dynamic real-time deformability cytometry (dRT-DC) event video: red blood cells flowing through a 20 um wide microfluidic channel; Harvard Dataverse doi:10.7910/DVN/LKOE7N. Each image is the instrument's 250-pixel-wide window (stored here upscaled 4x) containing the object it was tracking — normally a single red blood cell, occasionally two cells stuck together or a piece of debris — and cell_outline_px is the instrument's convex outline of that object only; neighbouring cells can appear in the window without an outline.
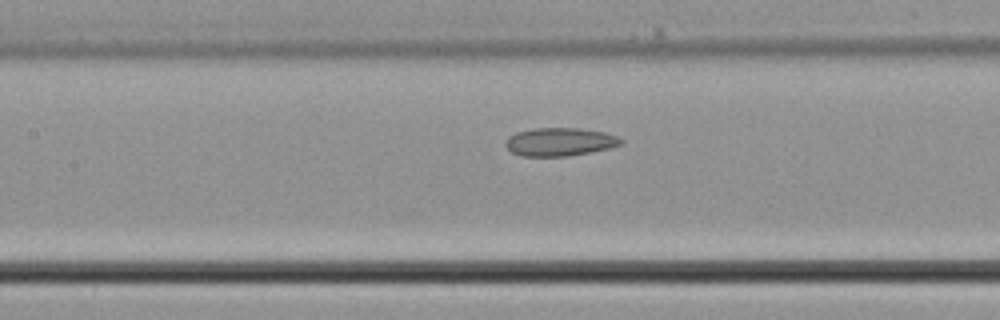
{"species": "common noctule bat (a hibernating species)", "species_latin": "Nyctalus noctula", "temperature_condition": "cold", "stored_images_in_passage": 15, "camera_frame_rate_fps": 3000, "um_per_image_px": 0.085, "animal": {"sex": "male", "body_mass_g": 21.5, "forearm_length_mm": 52.0}, "frame": {"image": 1, "passage_image": 13, "time_ms": 4.0, "image_size_px": [1000, 320], "cell_outline_px": [[624, 144], [608, 148], [568, 156], [520, 156], [512, 152], [504, 144], [504, 140], [508, 136], [516, 132], [532, 128], [580, 128], [604, 132], [616, 136], [624, 140]], "centroid_in_image_um": [47.55, 12.05], "position_along_channel_um": 159.8, "area_um2": 19.07}}